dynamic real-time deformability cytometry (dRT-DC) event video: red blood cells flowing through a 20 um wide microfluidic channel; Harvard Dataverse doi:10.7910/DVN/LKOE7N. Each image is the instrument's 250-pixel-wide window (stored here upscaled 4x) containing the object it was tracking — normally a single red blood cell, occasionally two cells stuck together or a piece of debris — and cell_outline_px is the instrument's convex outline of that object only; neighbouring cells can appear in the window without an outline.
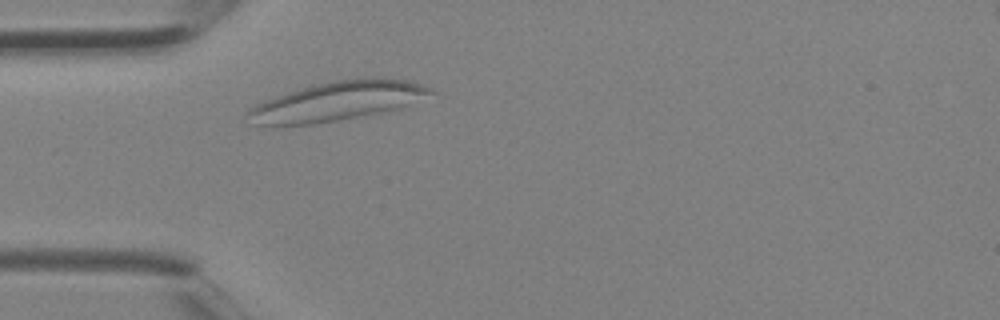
{"species": "Egyptian fruit bat (a non-hibernating species)", "species_latin": "Rousettus aegyptiacus", "temperature_condition": "room temperature", "stored_images_in_passage": 3, "camera_frame_rate_fps": 3000, "um_per_image_px": 0.085, "animal": {"sex": "female"}, "frame": {"image": 1, "passage_image": 3, "time_ms": 0.667, "image_size_px": [1000, 320], "cell_outline_px": [[436, 92], [396, 108], [336, 120], [312, 124], [256, 124], [244, 116], [244, 112], [248, 108], [264, 100], [288, 92], [316, 84], [336, 80], [364, 76], [408, 80], [432, 88]], "centroid_in_image_um": [28.62, 8.56], "position_along_channel_um": 56.4, "area_um2": 40.81}}